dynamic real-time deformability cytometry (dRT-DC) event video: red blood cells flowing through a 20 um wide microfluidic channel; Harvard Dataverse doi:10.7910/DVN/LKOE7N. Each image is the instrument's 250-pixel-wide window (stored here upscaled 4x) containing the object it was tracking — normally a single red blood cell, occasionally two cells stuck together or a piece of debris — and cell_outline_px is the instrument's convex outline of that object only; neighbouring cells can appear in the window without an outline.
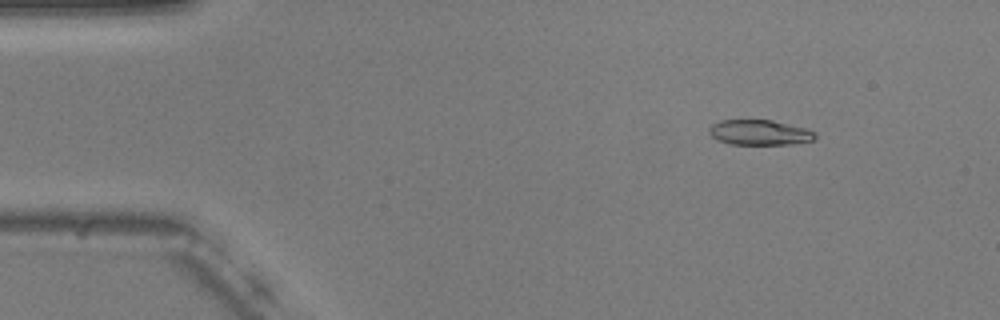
{"species": "common noctule bat (a hibernating species)", "species_latin": "Nyctalus noctula", "temperature_condition": "warm", "stored_images_in_passage": 54, "camera_frame_rate_fps": 3000, "um_per_image_px": 0.085, "animal": {"sex": "male", "body_mass_g": 20.5, "forearm_length_mm": 52.5}, "frame": {"image": 1, "passage_image": 7, "time_ms": 2.0, "image_size_px": [1000, 320], "cell_outline_px": [[816, 136], [812, 140], [792, 144], [732, 144], [716, 140], [708, 132], [708, 128], [712, 124], [720, 120], [772, 120], [804, 128], [816, 132]], "centroid_in_image_um": [64.52, 11.26], "position_along_channel_um": 20.5, "area_um2": 15.49}}
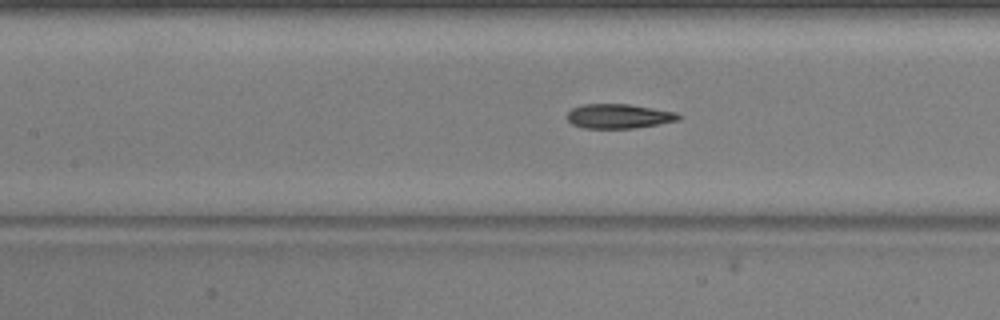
{"frame": {"image": 2, "passage_image": 24, "time_ms": 7.667, "image_size_px": [1000, 320], "cell_outline_px": [[680, 120], [660, 124], [636, 128], [584, 128], [572, 124], [568, 120], [568, 112], [572, 108], [584, 104], [628, 104], [676, 112], [680, 116]], "centroid_in_image_um": [52.61, 9.88], "position_along_channel_um": 154.8, "area_um2": 15.84}}
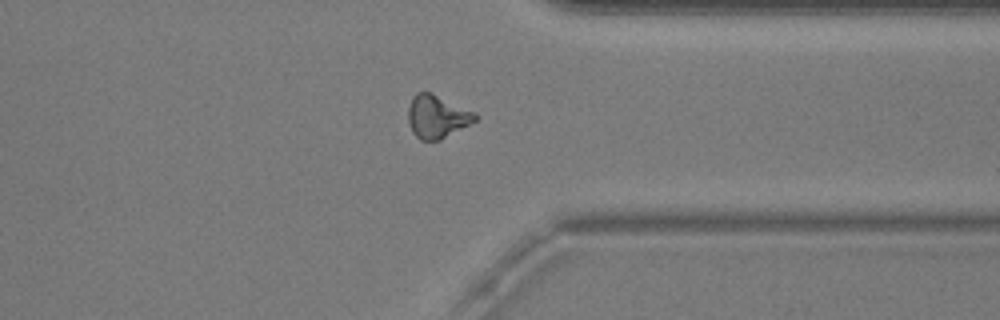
{"frame": {"image": 3, "passage_image": 42, "time_ms": 13.667, "image_size_px": [1000, 320], "cell_outline_px": [[476, 120], [440, 140], [420, 140], [412, 132], [408, 124], [408, 108], [412, 96], [416, 92], [432, 92], [476, 112]], "centroid_in_image_um": [37.12, 9.89], "position_along_channel_um": 374.3, "area_um2": 16.88}, "authors_computed_cell_mechanics": {"area_um2": 16.2996, "velocity_mm_per_s": 3.7229, "shape_relaxation_time_tau1_ms": null, "shape_relaxation_time_tau2_ms": 3.7169, "deformation_change_tau1": null, "deformation_change_tau2": 0.0969}}